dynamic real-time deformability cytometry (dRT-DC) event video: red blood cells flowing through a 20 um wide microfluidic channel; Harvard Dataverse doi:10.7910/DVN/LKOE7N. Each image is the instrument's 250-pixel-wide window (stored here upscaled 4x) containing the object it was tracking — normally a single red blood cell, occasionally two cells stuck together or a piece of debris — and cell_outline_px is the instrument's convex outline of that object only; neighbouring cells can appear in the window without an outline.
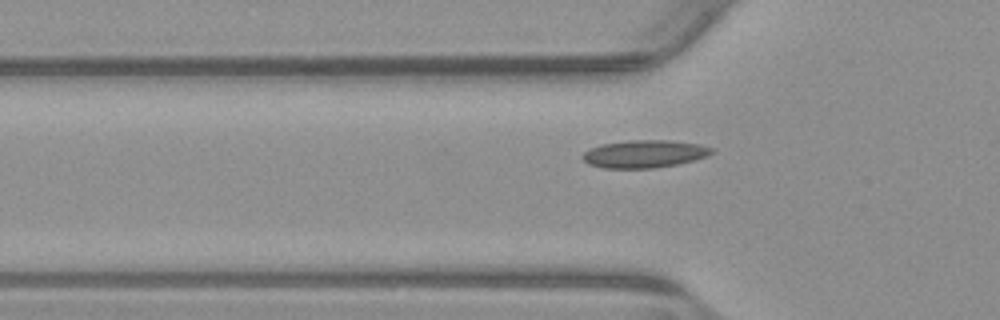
{"species": "common noctule bat (a hibernating species)", "species_latin": "Nyctalus noctula", "temperature_condition": "warm", "stored_images_in_passage": 34, "camera_frame_rate_fps": 3000, "um_per_image_px": 0.085, "animal": {"sex": "male", "body_mass_g": 23.1, "forearm_length_mm": 52.7}, "frame": {"image": 1, "passage_image": 5, "time_ms": 1.333, "image_size_px": [1000, 320], "cell_outline_px": [[712, 152], [704, 156], [692, 160], [676, 164], [652, 168], [604, 168], [588, 164], [580, 156], [584, 152], [600, 144], [628, 140], [668, 140], [700, 144], [712, 148]], "centroid_in_image_um": [54.71, 13.07], "position_along_channel_um": 71.1, "area_um2": 20.58}}
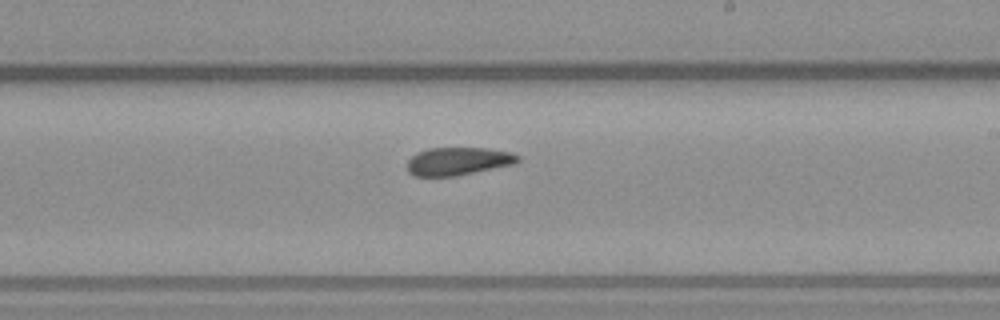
{"frame": {"image": 2, "passage_image": 19, "time_ms": 6.0, "image_size_px": [1000, 320], "cell_outline_px": [[520, 160], [512, 164], [456, 176], [416, 176], [408, 172], [408, 160], [416, 152], [428, 148], [488, 148], [512, 152], [520, 156]], "centroid_in_image_um": [38.93, 13.69], "position_along_channel_um": 250.1, "area_um2": 17.98}}
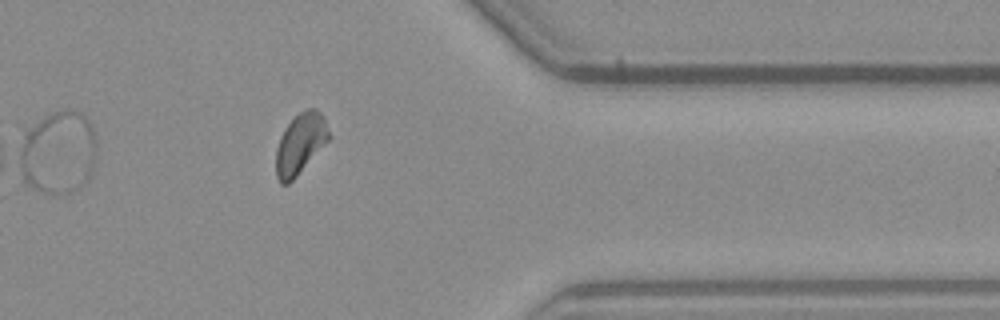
{"frame": {"image": 3, "passage_image": 31, "time_ms": 10.0, "image_size_px": [1000, 320], "cell_outline_px": [[328, 140], [296, 176], [288, 184], [280, 184], [276, 176], [276, 148], [280, 136], [284, 128], [300, 112], [308, 108], [316, 108], [324, 116], [328, 132]], "centroid_in_image_um": [25.49, 12.21], "position_along_channel_um": 385.9, "area_um2": 18.32}, "authors_computed_cell_mechanics": {"area_um2": 18.7561, "velocity_mm_per_s": 3.8144, "shape_relaxation_time_tau1_ms": null, "shape_relaxation_time_tau2_ms": 2.5607, "deformation_change_tau1": null, "deformation_change_tau2": 0.0773}}